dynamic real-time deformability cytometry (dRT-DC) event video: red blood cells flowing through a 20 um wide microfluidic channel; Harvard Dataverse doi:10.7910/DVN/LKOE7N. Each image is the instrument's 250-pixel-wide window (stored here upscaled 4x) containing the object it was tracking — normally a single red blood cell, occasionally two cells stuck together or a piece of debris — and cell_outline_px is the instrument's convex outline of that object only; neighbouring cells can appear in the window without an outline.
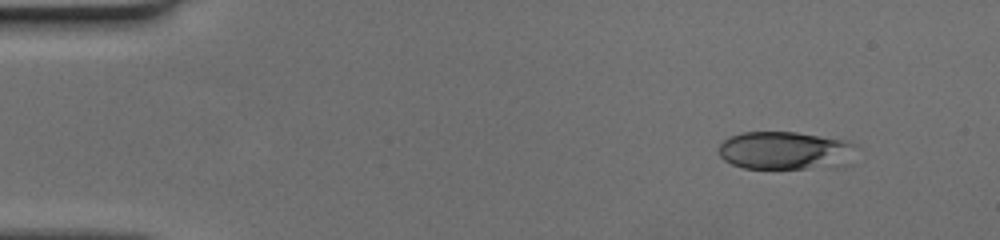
{"species": "human", "species_latin": "Homo sapiens", "temperature_condition": "cold", "stored_images_in_passage": 45, "camera_frame_rate_fps": 3000, "um_per_image_px": 0.085, "donor": {"sex": "female"}, "frame": {"image": 1, "passage_image": 1, "time_ms": 0.0, "image_size_px": [1000, 240], "cell_outline_px": [[860, 148], [856, 164], [844, 168], [744, 168], [732, 164], [724, 160], [720, 156], [716, 148], [724, 140], [732, 136], [744, 132], [796, 132], [848, 140], [856, 144]], "centroid_in_image_um": [66.96, 12.82], "position_along_channel_um": 18.0, "area_um2": 31.96}}
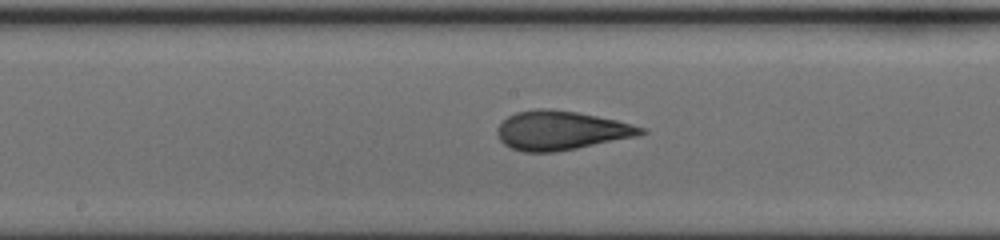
{"frame": {"image": 2, "passage_image": 22, "time_ms": 7.0, "image_size_px": [1000, 240], "cell_outline_px": [[648, 132], [640, 136], [556, 152], [524, 152], [512, 148], [504, 144], [500, 140], [496, 132], [496, 128], [508, 116], [516, 112], [536, 108], [548, 108], [576, 112], [616, 120], [648, 128]], "centroid_in_image_um": [47.72, 11.09], "position_along_channel_um": 200.5, "area_um2": 32.89}}
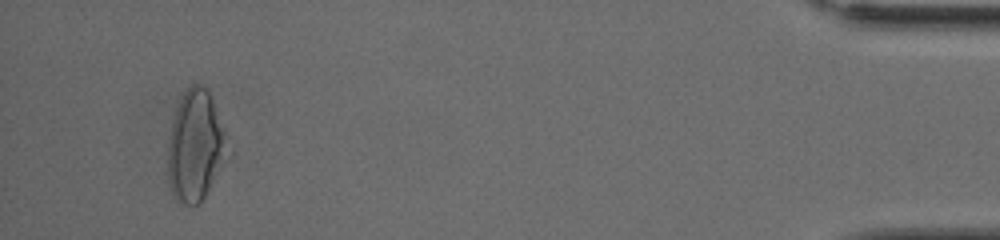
{"frame": {"image": 3, "passage_image": 43, "time_ms": 14.0, "image_size_px": [1000, 240], "cell_outline_px": [[236, 152], [200, 204], [184, 204], [176, 200], [172, 196], [168, 180], [168, 144], [172, 120], [176, 108], [184, 92], [192, 84], [200, 84], [208, 88]], "centroid_in_image_um": [16.73, 12.45], "position_along_channel_um": 418.5, "area_um2": 40.63}}